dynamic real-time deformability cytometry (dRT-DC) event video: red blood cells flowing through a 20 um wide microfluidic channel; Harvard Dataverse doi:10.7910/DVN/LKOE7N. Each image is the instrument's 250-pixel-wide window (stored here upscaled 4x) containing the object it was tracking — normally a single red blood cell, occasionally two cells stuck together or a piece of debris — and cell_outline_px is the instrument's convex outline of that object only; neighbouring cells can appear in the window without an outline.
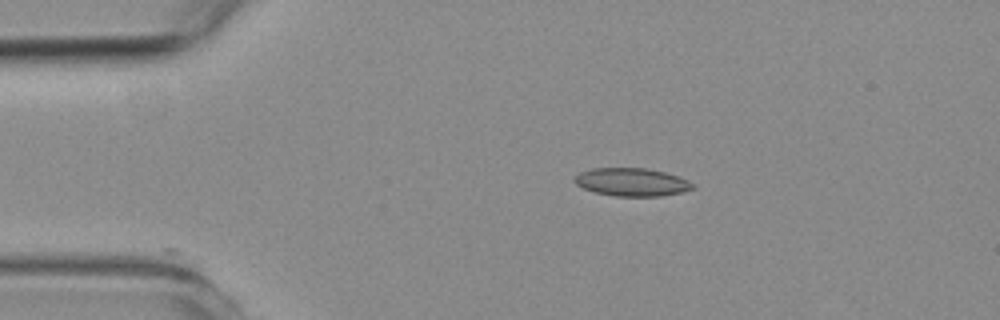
{"species": "common noctule bat (a hibernating species)", "species_latin": "Nyctalus noctula", "temperature_condition": "room temperature", "stored_images_in_passage": 19, "camera_frame_rate_fps": 3000, "um_per_image_px": 0.085, "animal": {"sex": "female", "body_mass_g": 19.3, "forearm_length_mm": 54.1}, "frame": {"image": 1, "passage_image": 1, "time_ms": 0.0, "image_size_px": [1000, 320], "cell_outline_px": [[696, 188], [680, 192], [660, 196], [616, 196], [596, 192], [584, 188], [576, 184], [576, 176], [580, 172], [592, 168], [648, 168], [664, 172], [688, 180], [696, 184]], "centroid_in_image_um": [53.74, 15.47], "position_along_channel_um": 31.3, "area_um2": 19.13}}
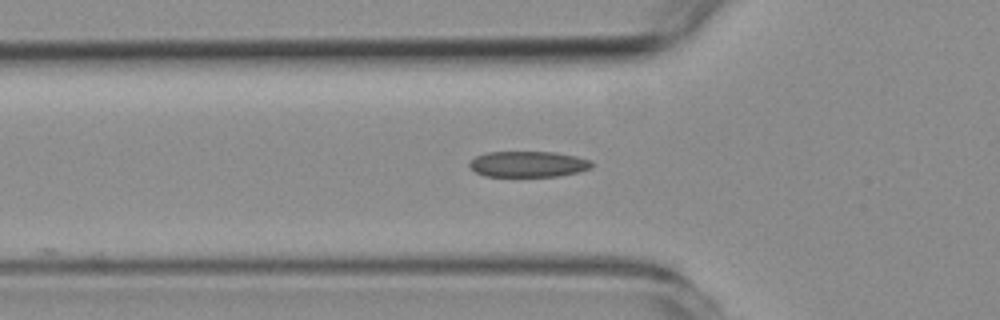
{"frame": {"image": 2, "passage_image": 9, "time_ms": 2.667, "image_size_px": [1000, 320], "cell_outline_px": [[592, 168], [576, 172], [556, 176], [484, 176], [476, 172], [468, 164], [476, 156], [488, 152], [556, 152], [576, 156], [592, 160]], "centroid_in_image_um": [44.91, 13.94], "position_along_channel_um": 80.9, "area_um2": 18.32}}
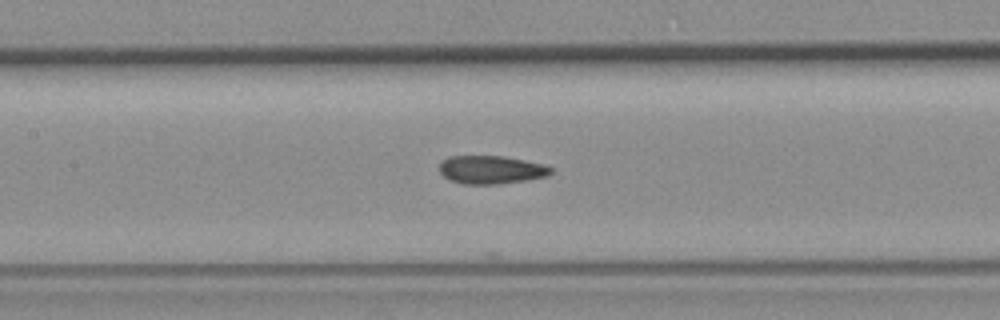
{"frame": {"image": 3, "passage_image": 16, "time_ms": 5.0, "image_size_px": [1000, 320], "cell_outline_px": [[552, 172], [548, 176], [528, 180], [496, 184], [464, 184], [448, 180], [440, 172], [440, 164], [448, 156], [504, 156], [544, 164], [552, 168]], "centroid_in_image_um": [41.76, 14.43], "position_along_channel_um": 165.6, "area_um2": 18.38}}